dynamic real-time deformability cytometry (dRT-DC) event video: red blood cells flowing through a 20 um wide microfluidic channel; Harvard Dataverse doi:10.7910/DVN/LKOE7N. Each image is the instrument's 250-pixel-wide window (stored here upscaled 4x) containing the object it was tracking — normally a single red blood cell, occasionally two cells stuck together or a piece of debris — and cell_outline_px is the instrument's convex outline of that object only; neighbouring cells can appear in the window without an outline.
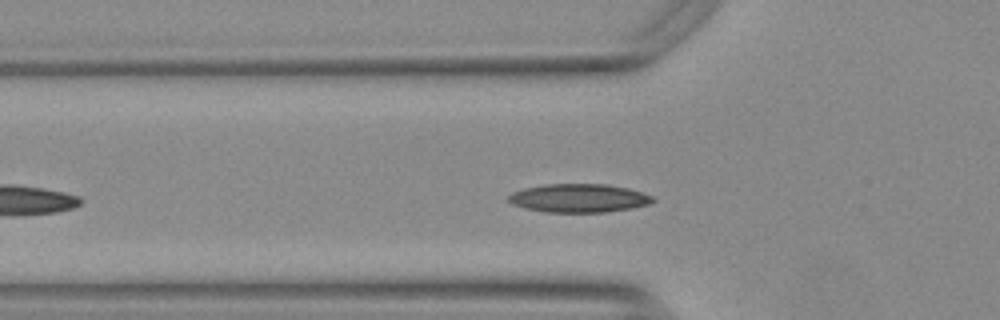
{"species": "Egyptian fruit bat (a non-hibernating species)", "species_latin": "Rousettus aegyptiacus", "temperature_condition": "warm", "stored_images_in_passage": 42, "camera_frame_rate_fps": 3000, "um_per_image_px": 0.085, "animal": {"sex": "female"}, "frame": {"image": 1, "passage_image": 9, "time_ms": 2.667, "image_size_px": [1000, 320], "cell_outline_px": [[656, 200], [648, 204], [632, 208], [604, 212], [544, 212], [524, 208], [512, 204], [508, 200], [508, 196], [512, 192], [524, 188], [548, 184], [604, 184], [628, 188], [652, 196]], "centroid_in_image_um": [49.18, 16.84], "position_along_channel_um": 76.6, "area_um2": 23.87}}
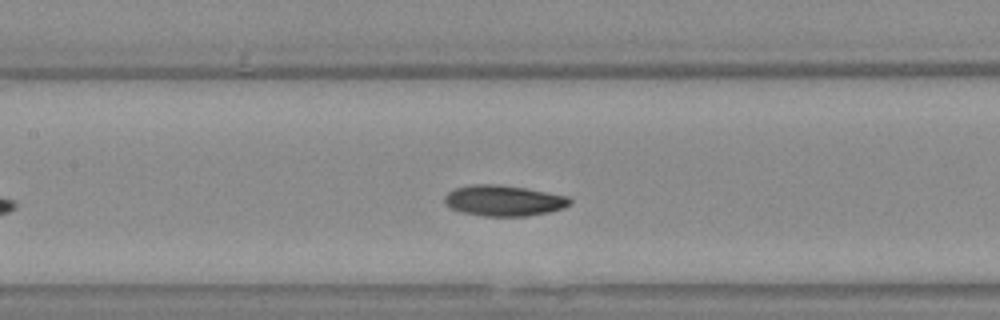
{"frame": {"image": 2, "passage_image": 16, "time_ms": 5.0, "image_size_px": [1000, 320], "cell_outline_px": [[572, 200], [564, 208], [548, 212], [528, 216], [484, 216], [460, 212], [444, 204], [444, 196], [448, 192], [456, 188], [476, 184], [496, 184], [524, 188], [568, 196]], "centroid_in_image_um": [42.79, 17.06], "position_along_channel_um": 164.6, "area_um2": 22.37}}
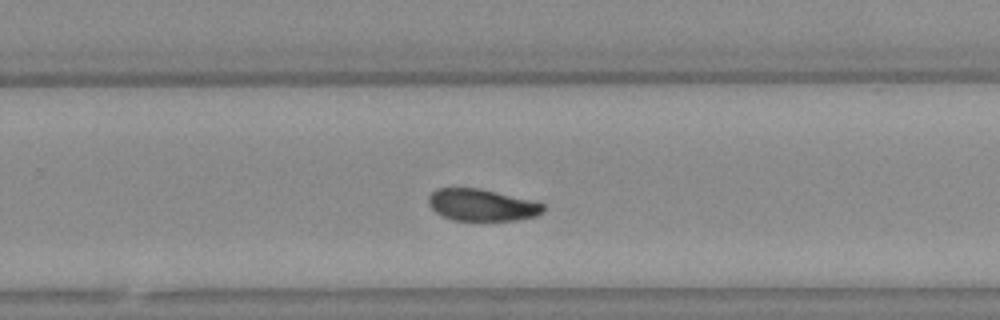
{"frame": {"image": 3, "passage_image": 26, "time_ms": 8.333, "image_size_px": [1000, 320], "cell_outline_px": [[544, 212], [536, 216], [516, 220], [452, 220], [436, 212], [428, 204], [428, 196], [436, 188], [480, 188], [532, 200], [544, 204]], "centroid_in_image_um": [40.96, 17.42], "position_along_channel_um": 288.8, "area_um2": 21.33}, "authors_computed_cell_mechanics": {"area_um2": 22.0507, "velocity_mm_per_s": 3.7528, "shape_relaxation_time_tau1_ms": 3.9145, "shape_relaxation_time_tau2_ms": 11.1388, "deformation_change_tau1": 0.1109, "deformation_change_tau2": 0.1561}}